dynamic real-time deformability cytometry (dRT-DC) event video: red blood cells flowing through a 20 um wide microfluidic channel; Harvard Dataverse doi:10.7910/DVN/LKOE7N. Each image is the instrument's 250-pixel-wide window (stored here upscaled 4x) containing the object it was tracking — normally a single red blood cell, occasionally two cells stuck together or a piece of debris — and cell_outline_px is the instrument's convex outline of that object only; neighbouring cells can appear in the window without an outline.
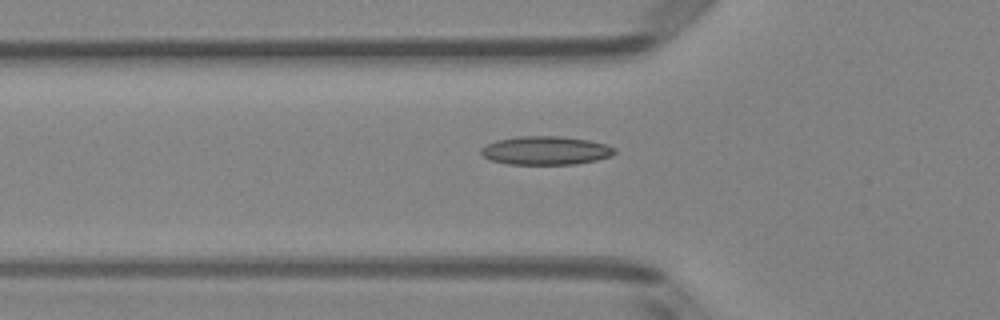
{"species": "Egyptian fruit bat (a non-hibernating species)", "species_latin": "Rousettus aegyptiacus", "temperature_condition": "room temperature", "stored_images_in_passage": 33, "camera_frame_rate_fps": 3000, "um_per_image_px": 0.085, "animal": {"sex": "female"}, "frame": {"image": 1, "passage_image": 4, "time_ms": 1.0, "image_size_px": [1000, 320], "cell_outline_px": [[616, 152], [612, 156], [596, 160], [576, 164], [508, 164], [492, 160], [484, 156], [480, 152], [480, 148], [496, 140], [520, 136], [560, 136], [588, 140], [608, 144], [616, 148]], "centroid_in_image_um": [46.42, 12.79], "position_along_channel_um": 79.4, "area_um2": 22.25}}
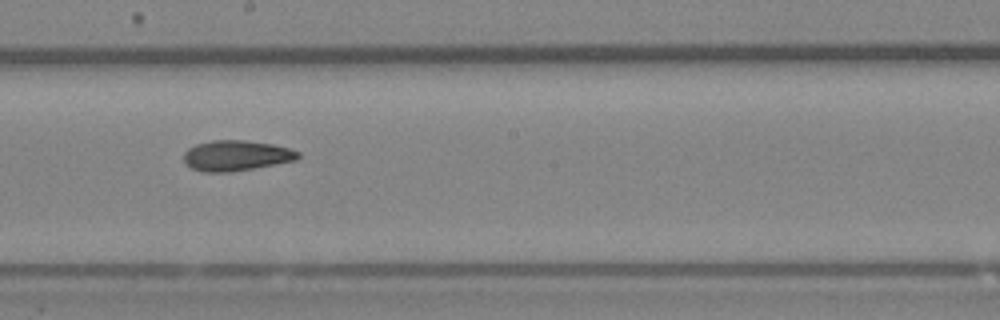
{"frame": {"image": 2, "passage_image": 15, "time_ms": 4.667, "image_size_px": [1000, 320], "cell_outline_px": [[300, 156], [296, 160], [276, 164], [228, 172], [204, 172], [192, 168], [184, 164], [184, 152], [188, 148], [196, 144], [212, 140], [244, 140], [272, 144], [288, 148], [300, 152]], "centroid_in_image_um": [20.05, 13.22], "position_along_channel_um": 228.1, "area_um2": 20.23}}
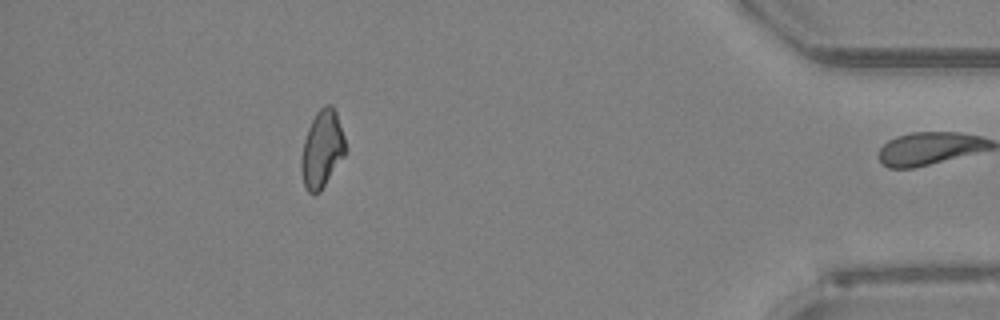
{"frame": {"image": 3, "passage_image": 32, "time_ms": 10.333, "image_size_px": [1000, 320], "cell_outline_px": [[348, 152], [320, 192], [308, 192], [304, 184], [300, 168], [300, 160], [304, 140], [308, 128], [316, 112], [324, 104], [332, 104], [336, 112], [348, 148]], "centroid_in_image_um": [27.4, 12.66], "position_along_channel_um": 407.8, "area_um2": 20.17}, "authors_computed_cell_mechanics": {"area_um2": 20.1144, "velocity_mm_per_s": 4.0728, "shape_relaxation_time_tau1_ms": 8.8296, "shape_relaxation_time_tau2_ms": 6.1175, "deformation_change_tau1": 0.1656, "deformation_change_tau2": 0.1293}}